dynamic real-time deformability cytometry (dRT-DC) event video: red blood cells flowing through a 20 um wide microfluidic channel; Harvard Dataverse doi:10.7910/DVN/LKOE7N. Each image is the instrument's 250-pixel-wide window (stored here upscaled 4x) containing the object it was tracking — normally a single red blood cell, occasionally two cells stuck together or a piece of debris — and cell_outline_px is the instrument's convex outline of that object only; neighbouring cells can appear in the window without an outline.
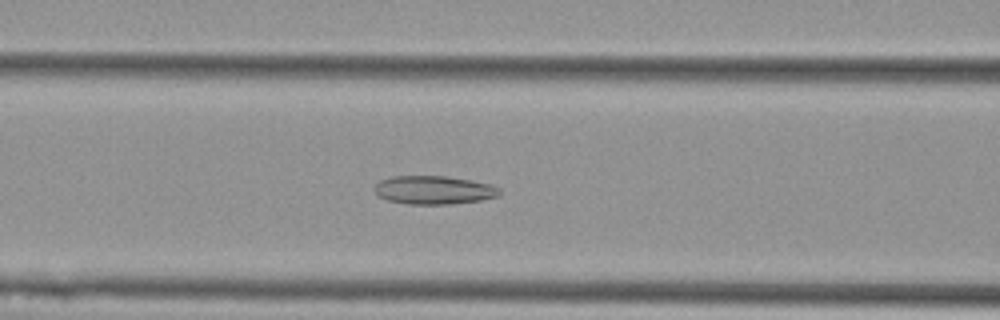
{"species": "Egyptian fruit bat (a non-hibernating species)", "species_latin": "Rousettus aegyptiacus", "temperature_condition": "cold", "stored_images_in_passage": 46, "camera_frame_rate_fps": 3000, "um_per_image_px": 0.085, "animal": {"sex": "female"}, "frame": {"image": 1, "passage_image": 13, "time_ms": 4.0, "image_size_px": [1000, 320], "cell_outline_px": [[500, 192], [496, 196], [480, 200], [448, 204], [408, 204], [388, 200], [380, 196], [372, 188], [380, 180], [392, 176], [444, 176], [468, 180], [488, 184], [500, 188]], "centroid_in_image_um": [36.82, 16.15], "position_along_channel_um": 129.8, "area_um2": 20.4}}
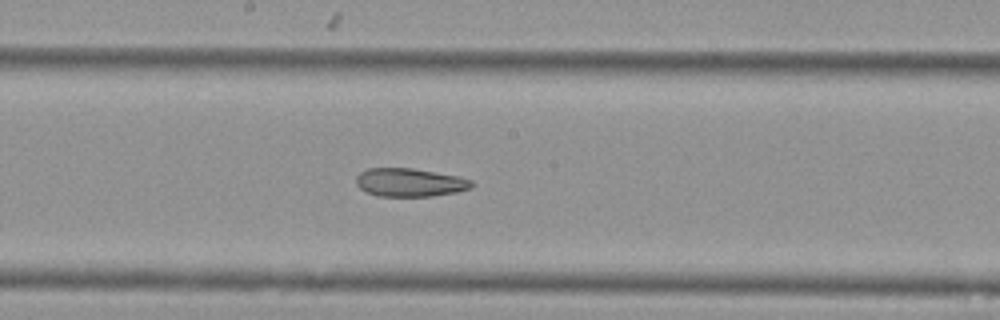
{"frame": {"image": 2, "passage_image": 20, "time_ms": 6.333, "image_size_px": [1000, 320], "cell_outline_px": [[476, 184], [472, 188], [456, 192], [432, 196], [380, 196], [364, 192], [356, 184], [356, 176], [360, 172], [368, 168], [412, 168], [460, 176], [472, 180]], "centroid_in_image_um": [34.86, 15.5], "position_along_channel_um": 213.3, "area_um2": 19.31}}
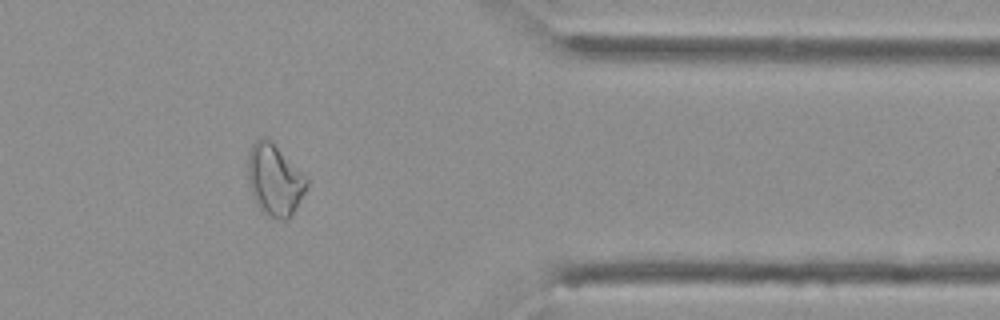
{"frame": {"image": 3, "passage_image": 36, "time_ms": 11.667, "image_size_px": [1000, 320], "cell_outline_px": [[308, 184], [296, 208], [288, 220], [280, 220], [268, 216], [260, 212], [252, 196], [248, 180], [248, 152], [252, 144], [260, 136], [268, 140], [308, 180]], "centroid_in_image_um": [23.29, 15.37], "position_along_channel_um": 388.1, "area_um2": 23.99}, "authors_computed_cell_mechanics": {"area_um2": 21.9351, "velocity_mm_per_s": 3.5978, "shape_relaxation_time_tau1_ms": null, "shape_relaxation_time_tau2_ms": 4.1234, "deformation_change_tau1": null, "deformation_change_tau2": 0.1087}}